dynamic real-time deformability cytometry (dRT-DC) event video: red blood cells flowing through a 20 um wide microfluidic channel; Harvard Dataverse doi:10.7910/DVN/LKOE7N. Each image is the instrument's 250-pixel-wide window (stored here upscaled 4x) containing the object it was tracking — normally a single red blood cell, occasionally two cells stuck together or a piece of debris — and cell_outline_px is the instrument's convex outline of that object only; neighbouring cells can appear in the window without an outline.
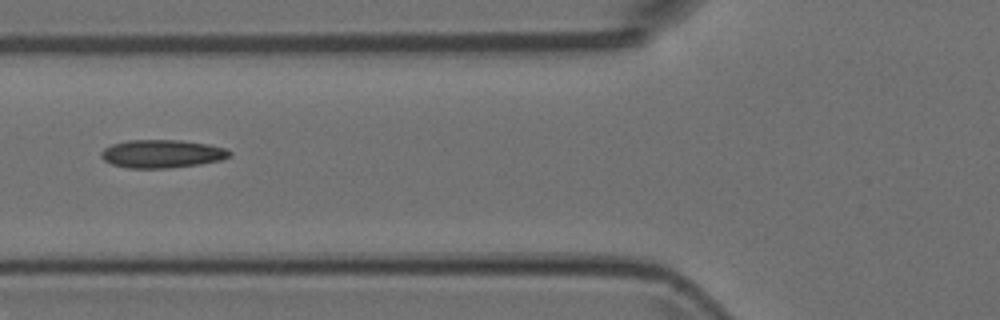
{"species": "Egyptian fruit bat (a non-hibernating species)", "species_latin": "Rousettus aegyptiacus", "temperature_condition": "room temperature", "stored_images_in_passage": 8, "camera_frame_rate_fps": 3000, "um_per_image_px": 0.085, "animal": {"sex": "female"}, "frame": {"image": 1, "passage_image": 5, "time_ms": 1.333, "image_size_px": [1000, 320], "cell_outline_px": [[232, 156], [220, 160], [200, 164], [168, 168], [128, 168], [112, 164], [104, 160], [100, 156], [100, 152], [104, 148], [112, 144], [128, 140], [180, 140], [208, 144], [224, 148], [232, 152]], "centroid_in_image_um": [13.76, 13.07], "position_along_channel_um": 112.0, "area_um2": 21.1}}
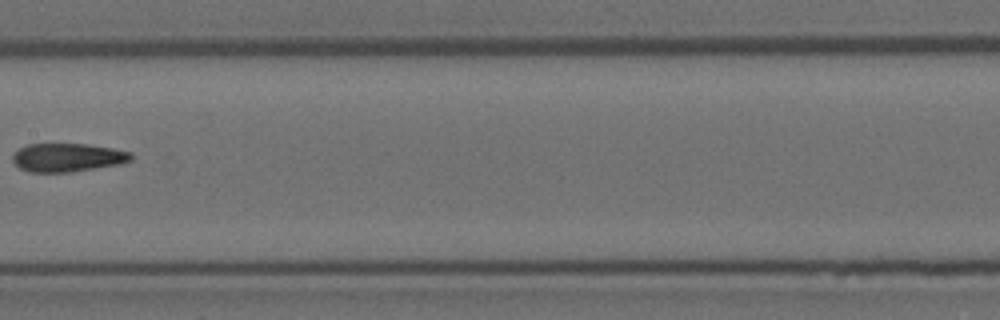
{"frame": {"image": 2, "passage_image": 7, "time_ms": 2.0, "image_size_px": [1000, 320], "cell_outline_px": [[132, 160], [120, 164], [72, 172], [28, 172], [20, 168], [12, 160], [12, 156], [20, 148], [28, 144], [84, 144], [112, 148], [132, 152]], "centroid_in_image_um": [5.75, 13.39], "position_along_channel_um": 201.6, "area_um2": 19.59}}
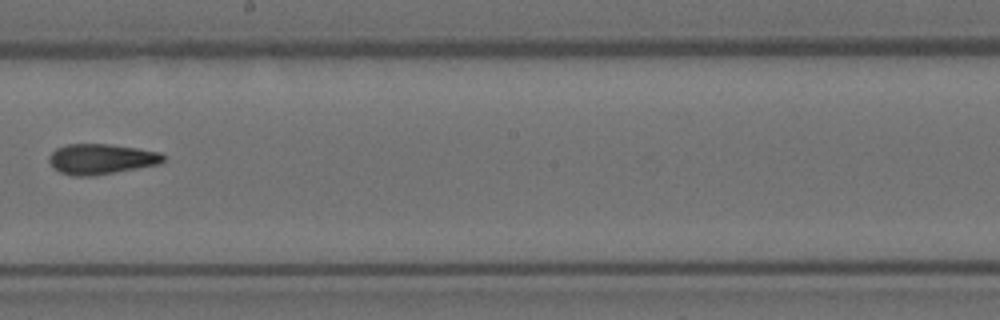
{"frame": {"image": 3, "passage_image": 8, "time_ms": 2.333, "image_size_px": [1000, 320], "cell_outline_px": [[164, 160], [160, 164], [92, 176], [72, 176], [60, 172], [52, 168], [48, 160], [48, 156], [56, 148], [68, 144], [108, 144], [136, 148], [160, 152], [164, 156]], "centroid_in_image_um": [8.56, 13.52], "position_along_channel_um": 239.6, "area_um2": 20.23}}